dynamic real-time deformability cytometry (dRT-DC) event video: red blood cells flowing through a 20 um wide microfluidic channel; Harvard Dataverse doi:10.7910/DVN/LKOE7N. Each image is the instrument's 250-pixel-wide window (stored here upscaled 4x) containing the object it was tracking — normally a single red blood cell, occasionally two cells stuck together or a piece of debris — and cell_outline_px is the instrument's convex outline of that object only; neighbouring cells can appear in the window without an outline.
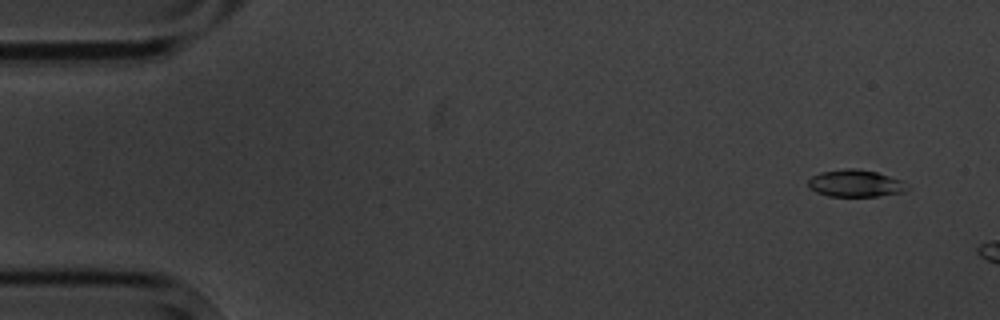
{"species": "common noctule bat (a hibernating species)", "species_latin": "Nyctalus noctula", "temperature_condition": "cold", "stored_images_in_passage": 3, "camera_frame_rate_fps": 3000, "um_per_image_px": 0.085, "animal": {"sex": "male", "body_mass_g": 20.1, "forearm_length_mm": 53.5}, "frame": {"image": 1, "passage_image": 1, "time_ms": 0.0, "image_size_px": [1000, 320], "cell_outline_px": [[912, 188], [904, 192], [880, 196], [828, 196], [816, 192], [808, 188], [808, 180], [812, 176], [820, 172], [844, 168], [856, 168], [876, 172], [900, 180]], "centroid_in_image_um": [72.7, 15.59], "position_along_channel_um": 12.3, "area_um2": 15.78}}